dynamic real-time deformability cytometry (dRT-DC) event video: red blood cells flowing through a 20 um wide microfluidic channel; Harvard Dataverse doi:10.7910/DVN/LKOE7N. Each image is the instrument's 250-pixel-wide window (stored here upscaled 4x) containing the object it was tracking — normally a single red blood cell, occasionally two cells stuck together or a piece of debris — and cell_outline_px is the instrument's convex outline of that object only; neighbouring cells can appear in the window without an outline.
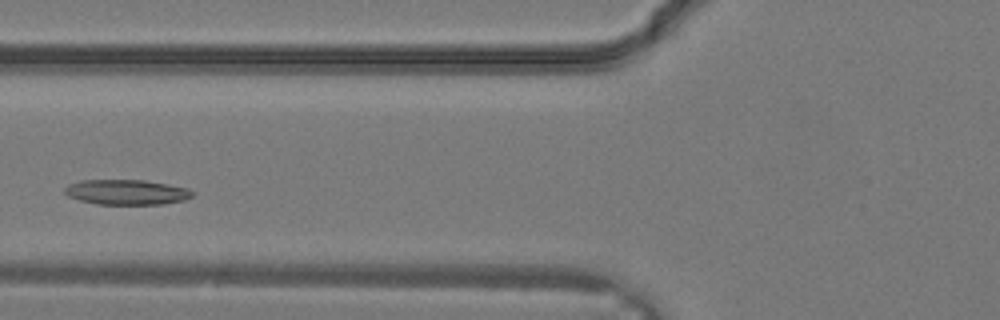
{"species": "common noctule bat (a hibernating species)", "species_latin": "Nyctalus noctula", "temperature_condition": "warm", "stored_images_in_passage": 27, "camera_frame_rate_fps": 3000, "um_per_image_px": 0.085, "animal": {"sex": "male", "body_mass_g": 19.2, "forearm_length_mm": 51.8}, "frame": {"image": 1, "passage_image": 7, "time_ms": 2.0, "image_size_px": [1000, 320], "cell_outline_px": [[196, 192], [192, 196], [184, 200], [160, 204], [96, 204], [80, 200], [68, 196], [64, 192], [64, 188], [68, 184], [80, 180], [144, 180], [168, 184], [188, 188]], "centroid_in_image_um": [10.76, 16.32], "position_along_channel_um": 115.0, "area_um2": 18.73}}
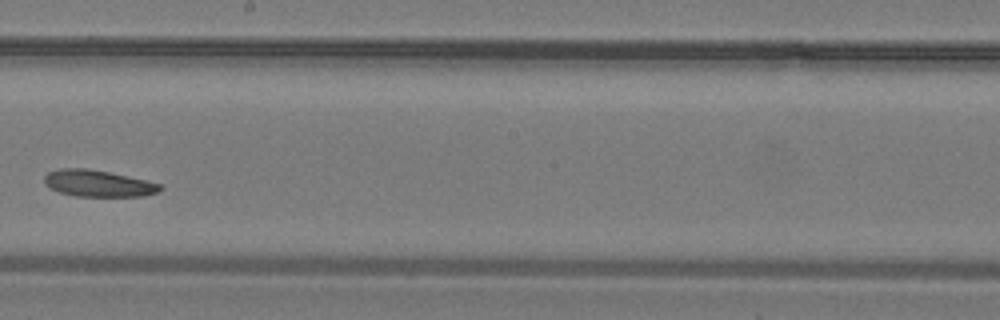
{"frame": {"image": 2, "passage_image": 13, "time_ms": 4.0, "image_size_px": [1000, 320], "cell_outline_px": [[164, 188], [160, 192], [144, 196], [76, 196], [60, 192], [44, 184], [44, 176], [48, 172], [60, 168], [88, 168], [128, 176], [160, 184]], "centroid_in_image_um": [8.35, 15.59], "position_along_channel_um": 239.8, "area_um2": 17.92}}
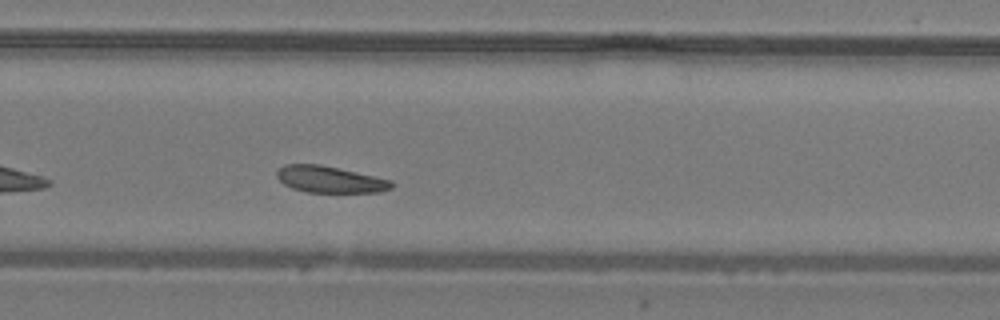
{"frame": {"image": 3, "passage_image": 16, "time_ms": 5.0, "image_size_px": [1000, 320], "cell_outline_px": [[392, 188], [380, 192], [308, 192], [292, 188], [284, 184], [276, 176], [276, 172], [284, 164], [320, 164], [392, 180]], "centroid_in_image_um": [28.02, 15.25], "position_along_channel_um": 301.8, "area_um2": 17.63}}